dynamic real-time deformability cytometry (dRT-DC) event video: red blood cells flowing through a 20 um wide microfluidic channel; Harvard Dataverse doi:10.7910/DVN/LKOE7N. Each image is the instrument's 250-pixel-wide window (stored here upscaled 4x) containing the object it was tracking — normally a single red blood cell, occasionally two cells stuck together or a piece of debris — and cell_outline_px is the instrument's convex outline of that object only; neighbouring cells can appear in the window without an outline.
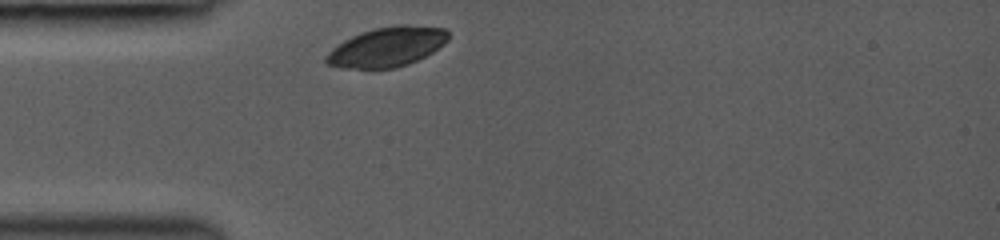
{"species": "common noctule bat (a hibernating species)", "species_latin": "Nyctalus noctula", "temperature_condition": "room temperature", "stored_images_in_passage": 15, "camera_frame_rate_fps": 3000, "um_per_image_px": 0.085, "animal": {"sex": "female", "body_mass_g": 19.0, "forearm_length_mm": 53.3}, "frame": {"image": 1, "passage_image": 1, "time_ms": 0.0, "image_size_px": [1000, 240], "cell_outline_px": [[448, 40], [444, 44], [432, 52], [408, 64], [396, 68], [372, 72], [340, 68], [328, 64], [324, 60], [324, 56], [332, 48], [344, 40], [360, 32], [372, 28], [400, 24], [408, 24], [444, 28], [448, 32]], "centroid_in_image_um": [32.84, 4.03], "position_along_channel_um": 52.2, "area_um2": 29.13}}
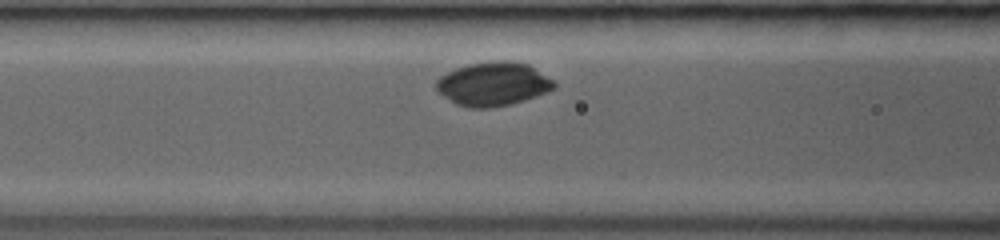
{"frame": {"image": 2, "passage_image": 6, "time_ms": 2.0, "image_size_px": [1000, 240], "cell_outline_px": [[556, 88], [548, 92], [512, 104], [492, 108], [468, 108], [456, 104], [444, 96], [436, 88], [436, 80], [440, 76], [456, 68], [468, 64], [492, 60], [508, 60], [528, 64], [552, 80], [556, 84]], "centroid_in_image_um": [41.92, 7.14], "position_along_channel_um": 124.7, "area_um2": 30.11}}
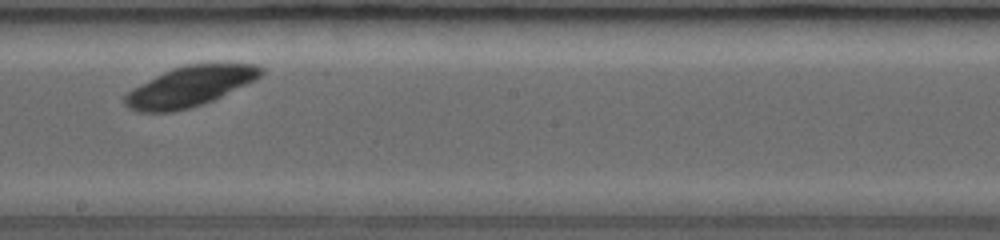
{"frame": {"image": 3, "passage_image": 13, "time_ms": 4.667, "image_size_px": [1000, 240], "cell_outline_px": [[264, 72], [256, 80], [212, 100], [188, 108], [172, 112], [136, 112], [128, 108], [124, 104], [124, 96], [132, 88], [172, 68], [184, 64], [260, 64], [264, 68]], "centroid_in_image_um": [16.13, 7.34], "position_along_channel_um": 232.1, "area_um2": 31.67}}